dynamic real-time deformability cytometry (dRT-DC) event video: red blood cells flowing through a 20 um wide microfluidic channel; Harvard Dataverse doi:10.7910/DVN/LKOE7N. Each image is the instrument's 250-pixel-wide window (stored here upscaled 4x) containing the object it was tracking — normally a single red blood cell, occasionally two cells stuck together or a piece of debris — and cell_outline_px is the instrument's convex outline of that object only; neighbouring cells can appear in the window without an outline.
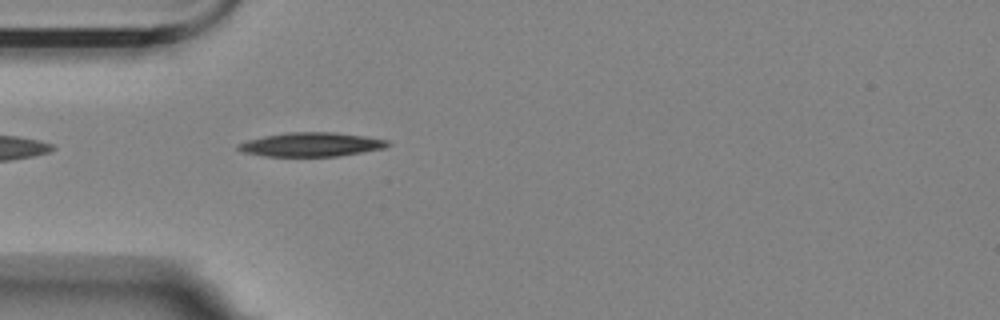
{"species": "Egyptian fruit bat (a non-hibernating species)", "species_latin": "Rousettus aegyptiacus", "temperature_condition": "room temperature", "stored_images_in_passage": 35, "camera_frame_rate_fps": 3000, "um_per_image_px": 0.085, "animal": {"sex": "female"}, "frame": {"image": 1, "passage_image": 1, "time_ms": 0.0, "image_size_px": [1000, 320], "cell_outline_px": [[392, 144], [384, 148], [340, 156], [264, 156], [244, 152], [236, 148], [236, 144], [244, 140], [284, 132], [336, 132], [364, 136], [388, 140]], "centroid_in_image_um": [26.43, 12.27], "position_along_channel_um": 58.6, "area_um2": 21.1}}
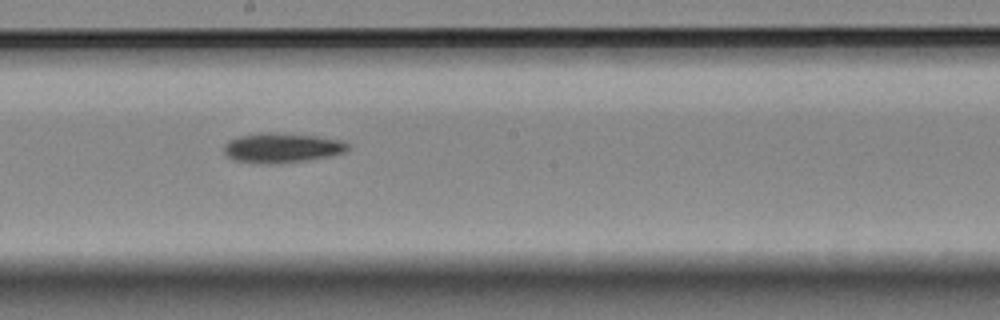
{"frame": {"image": 2, "passage_image": 15, "time_ms": 4.667, "image_size_px": [1000, 320], "cell_outline_px": [[348, 148], [344, 152], [328, 156], [304, 160], [268, 164], [252, 164], [232, 160], [224, 152], [224, 144], [228, 140], [240, 136], [260, 132], [276, 132], [316, 136], [340, 140], [348, 144]], "centroid_in_image_um": [23.88, 12.56], "position_along_channel_um": 224.3, "area_um2": 21.5}}
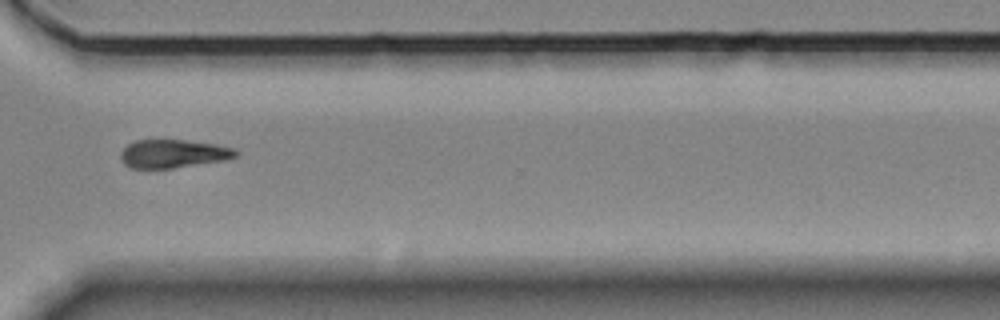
{"frame": {"image": 3, "passage_image": 26, "time_ms": 8.333, "image_size_px": [1000, 320], "cell_outline_px": [[240, 152], [236, 156], [224, 160], [172, 168], [132, 168], [124, 164], [120, 160], [120, 152], [128, 144], [136, 140], [184, 140], [216, 144], [236, 148]], "centroid_in_image_um": [14.73, 13.06], "position_along_channel_um": 355.9, "area_um2": 19.02}, "authors_computed_cell_mechanics": {"area_um2": 20.1144, "velocity_mm_per_s": 3.5961, "shape_relaxation_time_tau1_ms": 4.0614, "shape_relaxation_time_tau2_ms": null, "deformation_change_tau1": 0.1352, "deformation_change_tau2": null}}